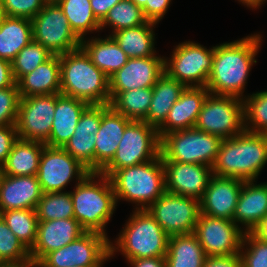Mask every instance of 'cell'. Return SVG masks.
I'll return each instance as SVG.
<instances>
[{
    "label": "cell",
    "instance_id": "obj_30",
    "mask_svg": "<svg viewBox=\"0 0 267 267\" xmlns=\"http://www.w3.org/2000/svg\"><path fill=\"white\" fill-rule=\"evenodd\" d=\"M33 40L32 21L2 16L0 21V58L12 62L19 51Z\"/></svg>",
    "mask_w": 267,
    "mask_h": 267
},
{
    "label": "cell",
    "instance_id": "obj_35",
    "mask_svg": "<svg viewBox=\"0 0 267 267\" xmlns=\"http://www.w3.org/2000/svg\"><path fill=\"white\" fill-rule=\"evenodd\" d=\"M73 32L82 40L88 31L100 29V22L93 14L90 0H59Z\"/></svg>",
    "mask_w": 267,
    "mask_h": 267
},
{
    "label": "cell",
    "instance_id": "obj_29",
    "mask_svg": "<svg viewBox=\"0 0 267 267\" xmlns=\"http://www.w3.org/2000/svg\"><path fill=\"white\" fill-rule=\"evenodd\" d=\"M184 89L182 83L164 73L152 87V100L144 121L158 129Z\"/></svg>",
    "mask_w": 267,
    "mask_h": 267
},
{
    "label": "cell",
    "instance_id": "obj_2",
    "mask_svg": "<svg viewBox=\"0 0 267 267\" xmlns=\"http://www.w3.org/2000/svg\"><path fill=\"white\" fill-rule=\"evenodd\" d=\"M60 94L89 105L110 104L109 77L82 47L60 55Z\"/></svg>",
    "mask_w": 267,
    "mask_h": 267
},
{
    "label": "cell",
    "instance_id": "obj_40",
    "mask_svg": "<svg viewBox=\"0 0 267 267\" xmlns=\"http://www.w3.org/2000/svg\"><path fill=\"white\" fill-rule=\"evenodd\" d=\"M54 54L40 43L31 41L23 47L11 62L12 73L16 83L24 76L32 72L39 65L46 62Z\"/></svg>",
    "mask_w": 267,
    "mask_h": 267
},
{
    "label": "cell",
    "instance_id": "obj_43",
    "mask_svg": "<svg viewBox=\"0 0 267 267\" xmlns=\"http://www.w3.org/2000/svg\"><path fill=\"white\" fill-rule=\"evenodd\" d=\"M46 3L45 0H0V10L4 16L32 20Z\"/></svg>",
    "mask_w": 267,
    "mask_h": 267
},
{
    "label": "cell",
    "instance_id": "obj_37",
    "mask_svg": "<svg viewBox=\"0 0 267 267\" xmlns=\"http://www.w3.org/2000/svg\"><path fill=\"white\" fill-rule=\"evenodd\" d=\"M0 260L6 266H33L30 250L13 234L1 216Z\"/></svg>",
    "mask_w": 267,
    "mask_h": 267
},
{
    "label": "cell",
    "instance_id": "obj_5",
    "mask_svg": "<svg viewBox=\"0 0 267 267\" xmlns=\"http://www.w3.org/2000/svg\"><path fill=\"white\" fill-rule=\"evenodd\" d=\"M109 179L116 201L120 198L139 203L141 207L137 209L141 210L147 209L166 192L161 154L154 160L116 170Z\"/></svg>",
    "mask_w": 267,
    "mask_h": 267
},
{
    "label": "cell",
    "instance_id": "obj_50",
    "mask_svg": "<svg viewBox=\"0 0 267 267\" xmlns=\"http://www.w3.org/2000/svg\"><path fill=\"white\" fill-rule=\"evenodd\" d=\"M133 267H166L165 257H151L129 260Z\"/></svg>",
    "mask_w": 267,
    "mask_h": 267
},
{
    "label": "cell",
    "instance_id": "obj_17",
    "mask_svg": "<svg viewBox=\"0 0 267 267\" xmlns=\"http://www.w3.org/2000/svg\"><path fill=\"white\" fill-rule=\"evenodd\" d=\"M163 164L167 192L199 201L202 199L213 176L212 167L174 161H163Z\"/></svg>",
    "mask_w": 267,
    "mask_h": 267
},
{
    "label": "cell",
    "instance_id": "obj_58",
    "mask_svg": "<svg viewBox=\"0 0 267 267\" xmlns=\"http://www.w3.org/2000/svg\"><path fill=\"white\" fill-rule=\"evenodd\" d=\"M1 175H2V168H1V166H0V177H1Z\"/></svg>",
    "mask_w": 267,
    "mask_h": 267
},
{
    "label": "cell",
    "instance_id": "obj_28",
    "mask_svg": "<svg viewBox=\"0 0 267 267\" xmlns=\"http://www.w3.org/2000/svg\"><path fill=\"white\" fill-rule=\"evenodd\" d=\"M45 143L18 138L12 146L6 161L1 166L2 175H37L40 156Z\"/></svg>",
    "mask_w": 267,
    "mask_h": 267
},
{
    "label": "cell",
    "instance_id": "obj_41",
    "mask_svg": "<svg viewBox=\"0 0 267 267\" xmlns=\"http://www.w3.org/2000/svg\"><path fill=\"white\" fill-rule=\"evenodd\" d=\"M244 104L245 130L253 133L267 134V91L257 92L248 97Z\"/></svg>",
    "mask_w": 267,
    "mask_h": 267
},
{
    "label": "cell",
    "instance_id": "obj_54",
    "mask_svg": "<svg viewBox=\"0 0 267 267\" xmlns=\"http://www.w3.org/2000/svg\"><path fill=\"white\" fill-rule=\"evenodd\" d=\"M47 3L58 2L59 0H45Z\"/></svg>",
    "mask_w": 267,
    "mask_h": 267
},
{
    "label": "cell",
    "instance_id": "obj_21",
    "mask_svg": "<svg viewBox=\"0 0 267 267\" xmlns=\"http://www.w3.org/2000/svg\"><path fill=\"white\" fill-rule=\"evenodd\" d=\"M243 182L238 178L213 175L200 200V213L215 218L233 220Z\"/></svg>",
    "mask_w": 267,
    "mask_h": 267
},
{
    "label": "cell",
    "instance_id": "obj_26",
    "mask_svg": "<svg viewBox=\"0 0 267 267\" xmlns=\"http://www.w3.org/2000/svg\"><path fill=\"white\" fill-rule=\"evenodd\" d=\"M253 182H243L233 216L235 224H245V232H250L267 214V184Z\"/></svg>",
    "mask_w": 267,
    "mask_h": 267
},
{
    "label": "cell",
    "instance_id": "obj_45",
    "mask_svg": "<svg viewBox=\"0 0 267 267\" xmlns=\"http://www.w3.org/2000/svg\"><path fill=\"white\" fill-rule=\"evenodd\" d=\"M18 139L16 125L0 127V166L4 164L13 144Z\"/></svg>",
    "mask_w": 267,
    "mask_h": 267
},
{
    "label": "cell",
    "instance_id": "obj_49",
    "mask_svg": "<svg viewBox=\"0 0 267 267\" xmlns=\"http://www.w3.org/2000/svg\"><path fill=\"white\" fill-rule=\"evenodd\" d=\"M15 84L11 62L0 58V89L9 88Z\"/></svg>",
    "mask_w": 267,
    "mask_h": 267
},
{
    "label": "cell",
    "instance_id": "obj_13",
    "mask_svg": "<svg viewBox=\"0 0 267 267\" xmlns=\"http://www.w3.org/2000/svg\"><path fill=\"white\" fill-rule=\"evenodd\" d=\"M147 210L169 237L192 234L200 215V201L166 191Z\"/></svg>",
    "mask_w": 267,
    "mask_h": 267
},
{
    "label": "cell",
    "instance_id": "obj_7",
    "mask_svg": "<svg viewBox=\"0 0 267 267\" xmlns=\"http://www.w3.org/2000/svg\"><path fill=\"white\" fill-rule=\"evenodd\" d=\"M222 140L195 127L173 131L161 138L160 154L163 161L213 167Z\"/></svg>",
    "mask_w": 267,
    "mask_h": 267
},
{
    "label": "cell",
    "instance_id": "obj_46",
    "mask_svg": "<svg viewBox=\"0 0 267 267\" xmlns=\"http://www.w3.org/2000/svg\"><path fill=\"white\" fill-rule=\"evenodd\" d=\"M171 0H149L142 8L148 21L157 23L166 13Z\"/></svg>",
    "mask_w": 267,
    "mask_h": 267
},
{
    "label": "cell",
    "instance_id": "obj_9",
    "mask_svg": "<svg viewBox=\"0 0 267 267\" xmlns=\"http://www.w3.org/2000/svg\"><path fill=\"white\" fill-rule=\"evenodd\" d=\"M110 243L106 235L85 232L73 242L48 253L34 267H101L118 249Z\"/></svg>",
    "mask_w": 267,
    "mask_h": 267
},
{
    "label": "cell",
    "instance_id": "obj_32",
    "mask_svg": "<svg viewBox=\"0 0 267 267\" xmlns=\"http://www.w3.org/2000/svg\"><path fill=\"white\" fill-rule=\"evenodd\" d=\"M206 257L193 233L169 237L166 267H203Z\"/></svg>",
    "mask_w": 267,
    "mask_h": 267
},
{
    "label": "cell",
    "instance_id": "obj_44",
    "mask_svg": "<svg viewBox=\"0 0 267 267\" xmlns=\"http://www.w3.org/2000/svg\"><path fill=\"white\" fill-rule=\"evenodd\" d=\"M20 99L17 83L0 89V127L16 125Z\"/></svg>",
    "mask_w": 267,
    "mask_h": 267
},
{
    "label": "cell",
    "instance_id": "obj_6",
    "mask_svg": "<svg viewBox=\"0 0 267 267\" xmlns=\"http://www.w3.org/2000/svg\"><path fill=\"white\" fill-rule=\"evenodd\" d=\"M169 236L147 209H136L126 227L123 228L116 246L127 260L165 257Z\"/></svg>",
    "mask_w": 267,
    "mask_h": 267
},
{
    "label": "cell",
    "instance_id": "obj_23",
    "mask_svg": "<svg viewBox=\"0 0 267 267\" xmlns=\"http://www.w3.org/2000/svg\"><path fill=\"white\" fill-rule=\"evenodd\" d=\"M209 94L206 87H185L164 123L157 129L159 138L173 131L195 127L203 103Z\"/></svg>",
    "mask_w": 267,
    "mask_h": 267
},
{
    "label": "cell",
    "instance_id": "obj_11",
    "mask_svg": "<svg viewBox=\"0 0 267 267\" xmlns=\"http://www.w3.org/2000/svg\"><path fill=\"white\" fill-rule=\"evenodd\" d=\"M31 21L33 41L43 45L52 54L61 55L81 47L82 40L71 29L57 2L46 3Z\"/></svg>",
    "mask_w": 267,
    "mask_h": 267
},
{
    "label": "cell",
    "instance_id": "obj_56",
    "mask_svg": "<svg viewBox=\"0 0 267 267\" xmlns=\"http://www.w3.org/2000/svg\"><path fill=\"white\" fill-rule=\"evenodd\" d=\"M6 266L1 260H0V267Z\"/></svg>",
    "mask_w": 267,
    "mask_h": 267
},
{
    "label": "cell",
    "instance_id": "obj_1",
    "mask_svg": "<svg viewBox=\"0 0 267 267\" xmlns=\"http://www.w3.org/2000/svg\"><path fill=\"white\" fill-rule=\"evenodd\" d=\"M260 35L214 47L212 71L206 88L210 94L241 97L260 45Z\"/></svg>",
    "mask_w": 267,
    "mask_h": 267
},
{
    "label": "cell",
    "instance_id": "obj_8",
    "mask_svg": "<svg viewBox=\"0 0 267 267\" xmlns=\"http://www.w3.org/2000/svg\"><path fill=\"white\" fill-rule=\"evenodd\" d=\"M158 131L145 121H131L125 128L115 156L99 172L110 177L116 170L139 165L160 155Z\"/></svg>",
    "mask_w": 267,
    "mask_h": 267
},
{
    "label": "cell",
    "instance_id": "obj_53",
    "mask_svg": "<svg viewBox=\"0 0 267 267\" xmlns=\"http://www.w3.org/2000/svg\"><path fill=\"white\" fill-rule=\"evenodd\" d=\"M132 1L136 6L143 8L146 4V2H149V0H130Z\"/></svg>",
    "mask_w": 267,
    "mask_h": 267
},
{
    "label": "cell",
    "instance_id": "obj_20",
    "mask_svg": "<svg viewBox=\"0 0 267 267\" xmlns=\"http://www.w3.org/2000/svg\"><path fill=\"white\" fill-rule=\"evenodd\" d=\"M102 120V104L89 105L82 113L73 136L62 147L73 158L94 172L96 133Z\"/></svg>",
    "mask_w": 267,
    "mask_h": 267
},
{
    "label": "cell",
    "instance_id": "obj_42",
    "mask_svg": "<svg viewBox=\"0 0 267 267\" xmlns=\"http://www.w3.org/2000/svg\"><path fill=\"white\" fill-rule=\"evenodd\" d=\"M246 243L250 248L244 253L240 250L241 267H267V243L245 232L241 246L244 247Z\"/></svg>",
    "mask_w": 267,
    "mask_h": 267
},
{
    "label": "cell",
    "instance_id": "obj_55",
    "mask_svg": "<svg viewBox=\"0 0 267 267\" xmlns=\"http://www.w3.org/2000/svg\"><path fill=\"white\" fill-rule=\"evenodd\" d=\"M3 267H33V266H3Z\"/></svg>",
    "mask_w": 267,
    "mask_h": 267
},
{
    "label": "cell",
    "instance_id": "obj_36",
    "mask_svg": "<svg viewBox=\"0 0 267 267\" xmlns=\"http://www.w3.org/2000/svg\"><path fill=\"white\" fill-rule=\"evenodd\" d=\"M0 216L9 229L30 250L37 238L38 217L34 209L3 211Z\"/></svg>",
    "mask_w": 267,
    "mask_h": 267
},
{
    "label": "cell",
    "instance_id": "obj_31",
    "mask_svg": "<svg viewBox=\"0 0 267 267\" xmlns=\"http://www.w3.org/2000/svg\"><path fill=\"white\" fill-rule=\"evenodd\" d=\"M81 47L92 63L108 77L121 69L129 59L111 35L106 39L95 38L87 42L82 39Z\"/></svg>",
    "mask_w": 267,
    "mask_h": 267
},
{
    "label": "cell",
    "instance_id": "obj_57",
    "mask_svg": "<svg viewBox=\"0 0 267 267\" xmlns=\"http://www.w3.org/2000/svg\"><path fill=\"white\" fill-rule=\"evenodd\" d=\"M2 16H3V14L1 13V10H0V21H1V19H2Z\"/></svg>",
    "mask_w": 267,
    "mask_h": 267
},
{
    "label": "cell",
    "instance_id": "obj_10",
    "mask_svg": "<svg viewBox=\"0 0 267 267\" xmlns=\"http://www.w3.org/2000/svg\"><path fill=\"white\" fill-rule=\"evenodd\" d=\"M236 96L209 94L198 115L195 128L217 135L222 139L232 138L245 131L244 104Z\"/></svg>",
    "mask_w": 267,
    "mask_h": 267
},
{
    "label": "cell",
    "instance_id": "obj_48",
    "mask_svg": "<svg viewBox=\"0 0 267 267\" xmlns=\"http://www.w3.org/2000/svg\"><path fill=\"white\" fill-rule=\"evenodd\" d=\"M121 0H90V5L96 19L101 22L108 11Z\"/></svg>",
    "mask_w": 267,
    "mask_h": 267
},
{
    "label": "cell",
    "instance_id": "obj_33",
    "mask_svg": "<svg viewBox=\"0 0 267 267\" xmlns=\"http://www.w3.org/2000/svg\"><path fill=\"white\" fill-rule=\"evenodd\" d=\"M157 23L148 21L133 28L113 32L112 38L129 58L155 56L153 28Z\"/></svg>",
    "mask_w": 267,
    "mask_h": 267
},
{
    "label": "cell",
    "instance_id": "obj_12",
    "mask_svg": "<svg viewBox=\"0 0 267 267\" xmlns=\"http://www.w3.org/2000/svg\"><path fill=\"white\" fill-rule=\"evenodd\" d=\"M213 56L214 47L207 50L200 44L184 42L176 46L170 62L165 60L164 70L185 87H205L212 71Z\"/></svg>",
    "mask_w": 267,
    "mask_h": 267
},
{
    "label": "cell",
    "instance_id": "obj_3",
    "mask_svg": "<svg viewBox=\"0 0 267 267\" xmlns=\"http://www.w3.org/2000/svg\"><path fill=\"white\" fill-rule=\"evenodd\" d=\"M267 162V134L244 131L232 138L223 139L213 175L255 180Z\"/></svg>",
    "mask_w": 267,
    "mask_h": 267
},
{
    "label": "cell",
    "instance_id": "obj_25",
    "mask_svg": "<svg viewBox=\"0 0 267 267\" xmlns=\"http://www.w3.org/2000/svg\"><path fill=\"white\" fill-rule=\"evenodd\" d=\"M88 106L89 104L77 98L56 94L54 121L45 145L62 148L73 136L79 119Z\"/></svg>",
    "mask_w": 267,
    "mask_h": 267
},
{
    "label": "cell",
    "instance_id": "obj_52",
    "mask_svg": "<svg viewBox=\"0 0 267 267\" xmlns=\"http://www.w3.org/2000/svg\"><path fill=\"white\" fill-rule=\"evenodd\" d=\"M239 1L252 8H258L260 5L263 4L265 0H239Z\"/></svg>",
    "mask_w": 267,
    "mask_h": 267
},
{
    "label": "cell",
    "instance_id": "obj_15",
    "mask_svg": "<svg viewBox=\"0 0 267 267\" xmlns=\"http://www.w3.org/2000/svg\"><path fill=\"white\" fill-rule=\"evenodd\" d=\"M56 94L20 99L16 130L18 138L46 143L52 129Z\"/></svg>",
    "mask_w": 267,
    "mask_h": 267
},
{
    "label": "cell",
    "instance_id": "obj_18",
    "mask_svg": "<svg viewBox=\"0 0 267 267\" xmlns=\"http://www.w3.org/2000/svg\"><path fill=\"white\" fill-rule=\"evenodd\" d=\"M164 62V58L157 56L129 58L121 69L109 77V92L153 87L165 73Z\"/></svg>",
    "mask_w": 267,
    "mask_h": 267
},
{
    "label": "cell",
    "instance_id": "obj_51",
    "mask_svg": "<svg viewBox=\"0 0 267 267\" xmlns=\"http://www.w3.org/2000/svg\"><path fill=\"white\" fill-rule=\"evenodd\" d=\"M250 233L260 241L267 243V214L250 231Z\"/></svg>",
    "mask_w": 267,
    "mask_h": 267
},
{
    "label": "cell",
    "instance_id": "obj_34",
    "mask_svg": "<svg viewBox=\"0 0 267 267\" xmlns=\"http://www.w3.org/2000/svg\"><path fill=\"white\" fill-rule=\"evenodd\" d=\"M110 106L131 121H144L152 100V87L109 92Z\"/></svg>",
    "mask_w": 267,
    "mask_h": 267
},
{
    "label": "cell",
    "instance_id": "obj_22",
    "mask_svg": "<svg viewBox=\"0 0 267 267\" xmlns=\"http://www.w3.org/2000/svg\"><path fill=\"white\" fill-rule=\"evenodd\" d=\"M131 122L109 104H102V120L96 135L94 172H100L115 156L126 126Z\"/></svg>",
    "mask_w": 267,
    "mask_h": 267
},
{
    "label": "cell",
    "instance_id": "obj_47",
    "mask_svg": "<svg viewBox=\"0 0 267 267\" xmlns=\"http://www.w3.org/2000/svg\"><path fill=\"white\" fill-rule=\"evenodd\" d=\"M203 267H241L240 254L228 256H208Z\"/></svg>",
    "mask_w": 267,
    "mask_h": 267
},
{
    "label": "cell",
    "instance_id": "obj_14",
    "mask_svg": "<svg viewBox=\"0 0 267 267\" xmlns=\"http://www.w3.org/2000/svg\"><path fill=\"white\" fill-rule=\"evenodd\" d=\"M91 171L61 147L44 146L37 179L43 193L62 192L74 176L82 181ZM74 175V176H73Z\"/></svg>",
    "mask_w": 267,
    "mask_h": 267
},
{
    "label": "cell",
    "instance_id": "obj_39",
    "mask_svg": "<svg viewBox=\"0 0 267 267\" xmlns=\"http://www.w3.org/2000/svg\"><path fill=\"white\" fill-rule=\"evenodd\" d=\"M147 22L142 8L136 6L130 0H121L108 11L100 22V29L108 24L113 27V32H116L121 29L137 27Z\"/></svg>",
    "mask_w": 267,
    "mask_h": 267
},
{
    "label": "cell",
    "instance_id": "obj_4",
    "mask_svg": "<svg viewBox=\"0 0 267 267\" xmlns=\"http://www.w3.org/2000/svg\"><path fill=\"white\" fill-rule=\"evenodd\" d=\"M96 176H100L101 183L93 182ZM75 187V191L71 192L74 218L86 232L106 235L104 227L117 203L109 177L99 172H90Z\"/></svg>",
    "mask_w": 267,
    "mask_h": 267
},
{
    "label": "cell",
    "instance_id": "obj_16",
    "mask_svg": "<svg viewBox=\"0 0 267 267\" xmlns=\"http://www.w3.org/2000/svg\"><path fill=\"white\" fill-rule=\"evenodd\" d=\"M243 232L233 220L199 215L193 234L197 237L206 256L240 254L243 249Z\"/></svg>",
    "mask_w": 267,
    "mask_h": 267
},
{
    "label": "cell",
    "instance_id": "obj_27",
    "mask_svg": "<svg viewBox=\"0 0 267 267\" xmlns=\"http://www.w3.org/2000/svg\"><path fill=\"white\" fill-rule=\"evenodd\" d=\"M20 97L60 93V55H53L18 82Z\"/></svg>",
    "mask_w": 267,
    "mask_h": 267
},
{
    "label": "cell",
    "instance_id": "obj_19",
    "mask_svg": "<svg viewBox=\"0 0 267 267\" xmlns=\"http://www.w3.org/2000/svg\"><path fill=\"white\" fill-rule=\"evenodd\" d=\"M85 232L75 218L38 221L37 238L30 249L33 267L48 253L73 242Z\"/></svg>",
    "mask_w": 267,
    "mask_h": 267
},
{
    "label": "cell",
    "instance_id": "obj_24",
    "mask_svg": "<svg viewBox=\"0 0 267 267\" xmlns=\"http://www.w3.org/2000/svg\"><path fill=\"white\" fill-rule=\"evenodd\" d=\"M43 192L36 175L0 177V213L15 209H34Z\"/></svg>",
    "mask_w": 267,
    "mask_h": 267
},
{
    "label": "cell",
    "instance_id": "obj_38",
    "mask_svg": "<svg viewBox=\"0 0 267 267\" xmlns=\"http://www.w3.org/2000/svg\"><path fill=\"white\" fill-rule=\"evenodd\" d=\"M36 213L38 221L74 218L71 192L43 193Z\"/></svg>",
    "mask_w": 267,
    "mask_h": 267
}]
</instances>
